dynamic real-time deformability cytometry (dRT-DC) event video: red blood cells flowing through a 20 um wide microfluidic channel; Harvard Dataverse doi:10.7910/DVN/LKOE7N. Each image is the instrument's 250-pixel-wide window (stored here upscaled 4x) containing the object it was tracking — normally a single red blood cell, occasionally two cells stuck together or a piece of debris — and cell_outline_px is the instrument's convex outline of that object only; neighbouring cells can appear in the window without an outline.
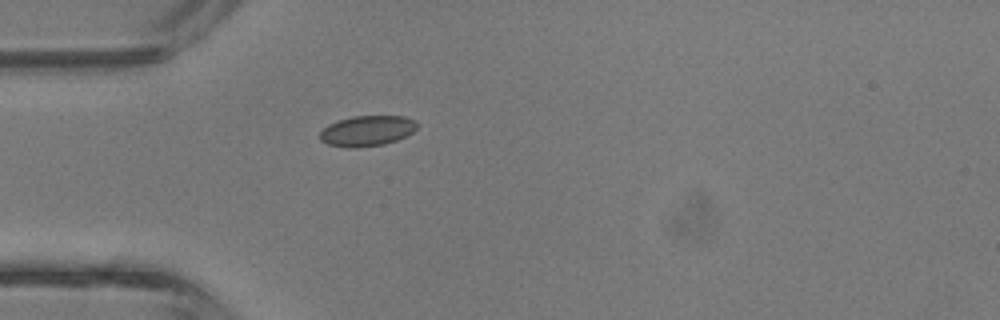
{"species": "common noctule bat (a hibernating species)", "species_latin": "Nyctalus noctula", "temperature_condition": "room temperature", "stored_images_in_passage": 31, "camera_frame_rate_fps": 3000, "um_per_image_px": 0.085, "animal": {"sex": "male", "body_mass_g": 13.3}, "frame": {"image": 1, "passage_image": 1, "time_ms": 0.0, "image_size_px": [1000, 320], "cell_outline_px": [[416, 128], [412, 132], [396, 140], [384, 144], [356, 148], [348, 148], [328, 144], [320, 140], [320, 132], [328, 124], [352, 116], [404, 116], [416, 120]], "centroid_in_image_um": [31.18, 11.12], "position_along_channel_um": 53.8, "area_um2": 17.17}}
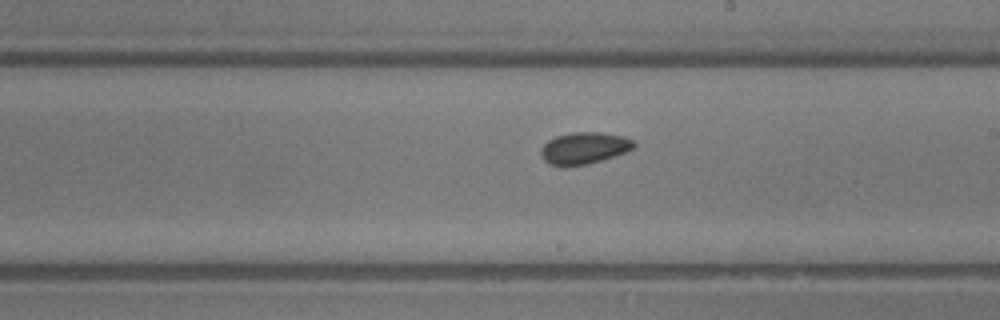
{"frame": {"image": 2, "passage_image": 13, "time_ms": 4.0, "image_size_px": [1000, 320], "cell_outline_px": [[636, 148], [588, 164], [564, 168], [548, 164], [540, 156], [540, 148], [548, 140], [556, 136], [572, 132], [600, 132], [624, 136], [636, 140]], "centroid_in_image_um": [49.63, 12.6], "position_along_channel_um": 239.4, "area_um2": 17.63}}
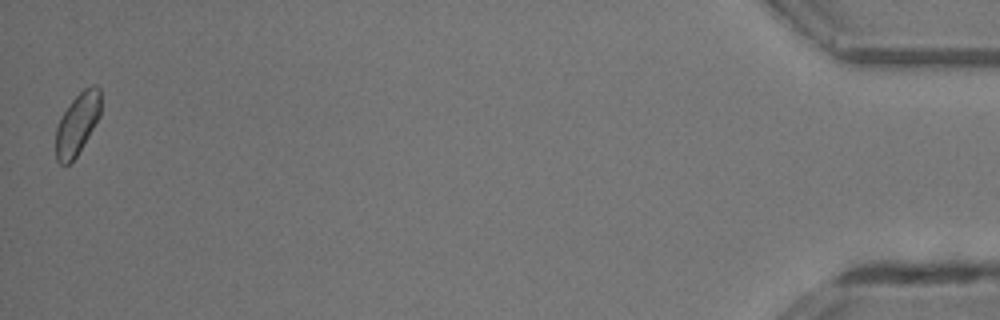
{"frame": {"image": 3, "passage_image": 31, "time_ms": 10.0, "image_size_px": [1000, 320], "cell_outline_px": [[100, 116], [76, 156], [68, 164], [60, 164], [56, 160], [56, 128], [60, 116], [72, 100], [84, 88], [92, 84], [96, 84], [100, 88]], "centroid_in_image_um": [6.56, 10.49], "position_along_channel_um": 428.6, "area_um2": 16.07}, "authors_computed_cell_mechanics": {"area_um2": 16.8198, "velocity_mm_per_s": 4.8193, "shape_relaxation_time_tau1_ms": 1.9744, "shape_relaxation_time_tau2_ms": null, "deformation_change_tau1": 0.0353, "deformation_change_tau2": null}}